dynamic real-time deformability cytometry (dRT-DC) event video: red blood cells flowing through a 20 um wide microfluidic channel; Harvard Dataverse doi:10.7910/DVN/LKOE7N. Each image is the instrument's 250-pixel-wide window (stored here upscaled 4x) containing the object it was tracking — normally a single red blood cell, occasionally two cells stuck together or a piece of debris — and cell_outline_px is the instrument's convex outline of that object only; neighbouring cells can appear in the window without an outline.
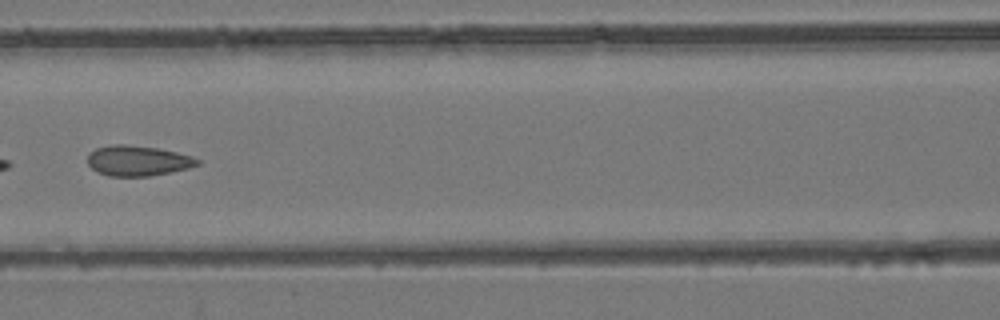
{"species": "common noctule bat (a hibernating species)", "species_latin": "Nyctalus noctula", "temperature_condition": "room temperature", "stored_images_in_passage": 7, "camera_frame_rate_fps": 3000, "um_per_image_px": 0.085, "animal": {"sex": "female", "body_mass_g": 24.6, "forearm_length_mm": 56.2}, "frame": {"image": 1, "passage_image": 6, "time_ms": 6.667, "image_size_px": [1000, 320], "cell_outline_px": [[200, 164], [188, 168], [148, 176], [108, 176], [96, 172], [88, 164], [88, 156], [96, 148], [112, 144], [124, 144], [156, 148], [176, 152], [192, 156], [200, 160]], "centroid_in_image_um": [11.7, 13.66], "position_along_channel_um": 154.9, "area_um2": 19.25}}
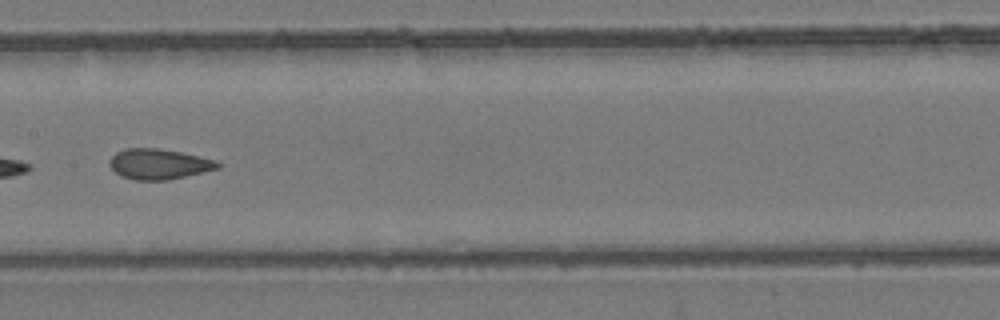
{"frame": {"image": 2, "passage_image": 7, "time_ms": 7.667, "image_size_px": [1000, 320], "cell_outline_px": [[220, 168], [168, 180], [136, 180], [120, 176], [108, 164], [108, 160], [116, 152], [124, 148], [156, 148], [180, 152], [216, 160], [220, 164]], "centroid_in_image_um": [13.47, 13.94], "position_along_channel_um": 193.9, "area_um2": 19.13}}